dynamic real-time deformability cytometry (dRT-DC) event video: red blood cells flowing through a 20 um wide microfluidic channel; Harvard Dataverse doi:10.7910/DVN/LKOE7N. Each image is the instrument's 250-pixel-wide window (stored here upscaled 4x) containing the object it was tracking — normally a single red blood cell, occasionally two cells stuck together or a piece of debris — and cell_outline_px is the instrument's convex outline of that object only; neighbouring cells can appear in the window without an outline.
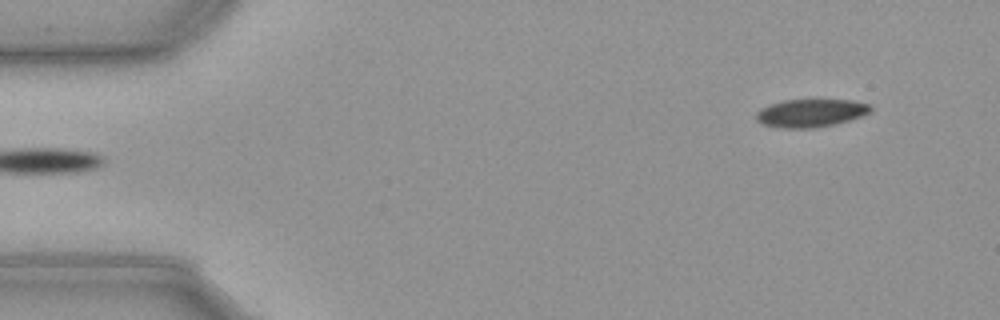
{"species": "common noctule bat (a hibernating species)", "species_latin": "Nyctalus noctula", "temperature_condition": "cold", "stored_images_in_passage": 53, "camera_frame_rate_fps": 3000, "um_per_image_px": 0.085, "animal": {"sex": "male", "body_mass_g": 23.1, "forearm_length_mm": 52.7}, "frame": {"image": 1, "passage_image": 1, "time_ms": 0.0, "image_size_px": [1000, 320], "cell_outline_px": [[872, 112], [864, 116], [836, 124], [816, 128], [780, 128], [764, 124], [756, 120], [756, 112], [760, 108], [768, 104], [784, 100], [852, 100], [872, 104]], "centroid_in_image_um": [68.95, 9.61], "position_along_channel_um": 16.0, "area_um2": 19.02}}
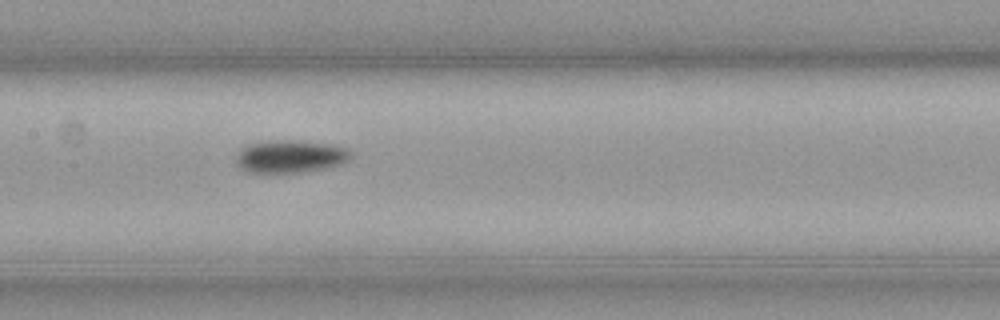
{"frame": {"image": 2, "passage_image": 23, "time_ms": 7.333, "image_size_px": [1000, 320], "cell_outline_px": [[352, 156], [348, 160], [340, 164], [324, 168], [304, 172], [248, 172], [240, 168], [236, 160], [236, 156], [240, 148], [248, 144], [276, 140], [296, 140], [332, 144], [344, 148], [352, 152]], "centroid_in_image_um": [24.67, 13.29], "position_along_channel_um": 182.7, "area_um2": 21.79}}
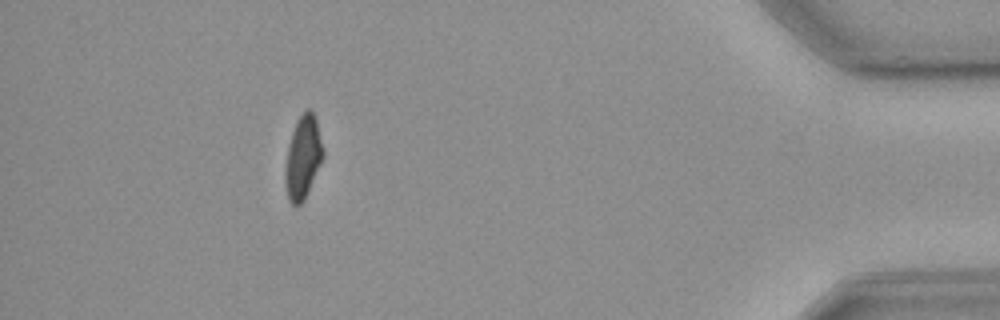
{"frame": {"image": 3, "passage_image": 47, "time_ms": 15.333, "image_size_px": [1000, 320], "cell_outline_px": [[324, 156], [304, 200], [300, 204], [292, 204], [288, 196], [284, 180], [288, 144], [292, 132], [300, 116], [308, 108], [312, 108], [316, 120], [324, 148]], "centroid_in_image_um": [25.77, 13.35], "position_along_channel_um": 409.4, "area_um2": 18.09}, "authors_computed_cell_mechanics": {"area_um2": 19.9988, "velocity_mm_per_s": 3.6124, "shape_relaxation_time_tau1_ms": 4.8217, "shape_relaxation_time_tau2_ms": null, "deformation_change_tau1": 0.1019, "deformation_change_tau2": null}}